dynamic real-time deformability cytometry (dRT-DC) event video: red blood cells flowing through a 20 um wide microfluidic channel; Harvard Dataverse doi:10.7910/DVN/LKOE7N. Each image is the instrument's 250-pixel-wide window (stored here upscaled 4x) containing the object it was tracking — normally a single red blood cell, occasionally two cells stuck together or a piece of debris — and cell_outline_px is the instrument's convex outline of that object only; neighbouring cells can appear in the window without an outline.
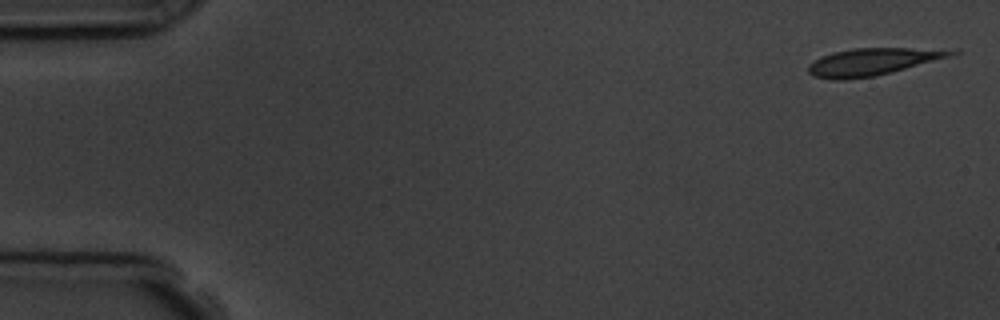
{"species": "common noctule bat (a hibernating species)", "species_latin": "Nyctalus noctula", "temperature_condition": "room temperature", "stored_images_in_passage": 6, "camera_frame_rate_fps": 3000, "um_per_image_px": 0.085, "animal": {"sex": "male", "body_mass_g": 19.5, "forearm_length_mm": 54.6}, "frame": {"image": 1, "passage_image": 1, "time_ms": 0.0, "image_size_px": [1000, 320], "cell_outline_px": [[960, 52], [948, 56], [876, 76], [844, 80], [832, 80], [812, 76], [808, 72], [808, 64], [820, 56], [832, 52], [852, 48], [908, 48]], "centroid_in_image_um": [73.94, 5.27], "position_along_channel_um": 11.1, "area_um2": 22.08}}
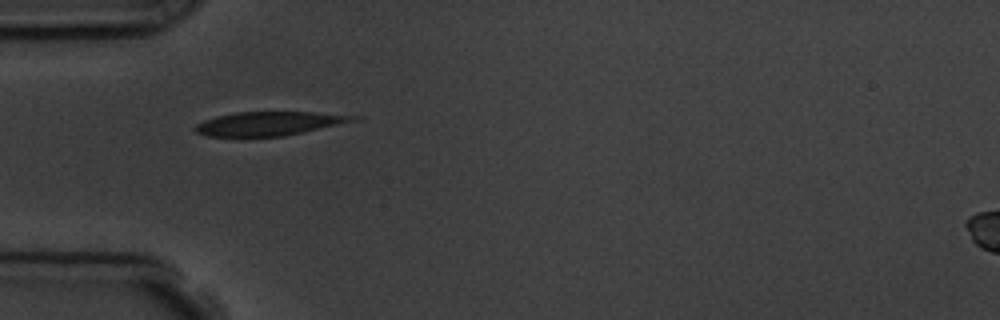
{"frame": {"image": 2, "passage_image": 5, "time_ms": 4.667, "image_size_px": [1000, 320], "cell_outline_px": [[364, 116], [356, 120], [284, 136], [204, 136], [196, 132], [192, 128], [196, 124], [204, 120], [216, 116], [236, 112], [312, 112]], "centroid_in_image_um": [22.82, 10.49], "position_along_channel_um": 62.2, "area_um2": 21.79}}